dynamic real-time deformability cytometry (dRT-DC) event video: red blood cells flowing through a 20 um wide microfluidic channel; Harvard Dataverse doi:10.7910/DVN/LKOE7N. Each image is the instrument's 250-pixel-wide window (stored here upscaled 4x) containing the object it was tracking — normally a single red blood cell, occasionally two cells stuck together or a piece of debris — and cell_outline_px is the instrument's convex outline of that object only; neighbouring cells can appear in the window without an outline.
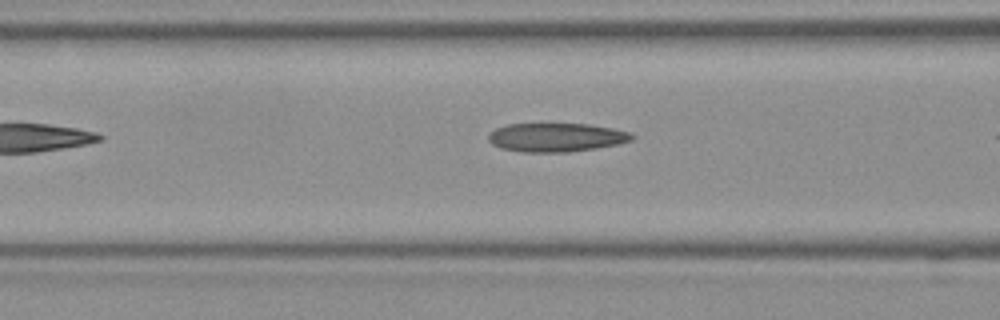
{"species": "Egyptian fruit bat (a non-hibernating species)", "species_latin": "Rousettus aegyptiacus", "temperature_condition": "room temperature", "stored_images_in_passage": 10, "camera_frame_rate_fps": 3000, "um_per_image_px": 0.085, "frame": {"image": 1, "passage_image": 5, "time_ms": 1.333, "image_size_px": [1000, 320], "cell_outline_px": [[636, 136], [632, 140], [620, 144], [596, 148], [568, 152], [520, 152], [500, 148], [492, 144], [488, 140], [488, 136], [496, 128], [508, 124], [588, 124], [612, 128], [632, 132]], "centroid_in_image_um": [47.32, 11.68], "position_along_channel_um": 119.3, "area_um2": 24.16}}
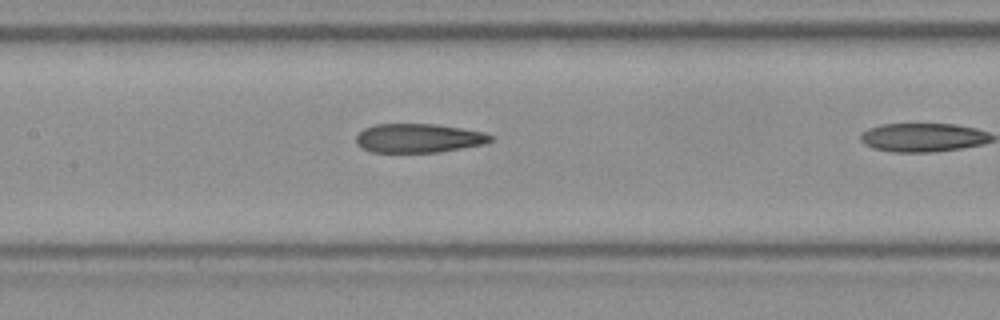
{"frame": {"image": 2, "passage_image": 9, "time_ms": 2.667, "image_size_px": [1000, 320], "cell_outline_px": [[496, 136], [492, 140], [484, 144], [440, 152], [372, 152], [360, 148], [356, 144], [356, 136], [364, 128], [376, 124], [436, 124], [464, 128], [484, 132]], "centroid_in_image_um": [35.6, 11.74], "position_along_channel_um": 171.8, "area_um2": 22.95}}